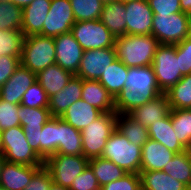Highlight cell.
Returning a JSON list of instances; mask_svg holds the SVG:
<instances>
[{
  "instance_id": "cell-10",
  "label": "cell",
  "mask_w": 191,
  "mask_h": 190,
  "mask_svg": "<svg viewBox=\"0 0 191 190\" xmlns=\"http://www.w3.org/2000/svg\"><path fill=\"white\" fill-rule=\"evenodd\" d=\"M71 33L84 51L114 47L116 39L99 19L77 21Z\"/></svg>"
},
{
  "instance_id": "cell-33",
  "label": "cell",
  "mask_w": 191,
  "mask_h": 190,
  "mask_svg": "<svg viewBox=\"0 0 191 190\" xmlns=\"http://www.w3.org/2000/svg\"><path fill=\"white\" fill-rule=\"evenodd\" d=\"M162 171L187 186L191 182V158L188 151L176 153Z\"/></svg>"
},
{
  "instance_id": "cell-29",
  "label": "cell",
  "mask_w": 191,
  "mask_h": 190,
  "mask_svg": "<svg viewBox=\"0 0 191 190\" xmlns=\"http://www.w3.org/2000/svg\"><path fill=\"white\" fill-rule=\"evenodd\" d=\"M117 129L136 146L142 147L149 139L147 127H144L129 114H117Z\"/></svg>"
},
{
  "instance_id": "cell-9",
  "label": "cell",
  "mask_w": 191,
  "mask_h": 190,
  "mask_svg": "<svg viewBox=\"0 0 191 190\" xmlns=\"http://www.w3.org/2000/svg\"><path fill=\"white\" fill-rule=\"evenodd\" d=\"M88 163L89 159L83 155L54 154L44 161V167L50 172L54 183L70 188Z\"/></svg>"
},
{
  "instance_id": "cell-20",
  "label": "cell",
  "mask_w": 191,
  "mask_h": 190,
  "mask_svg": "<svg viewBox=\"0 0 191 190\" xmlns=\"http://www.w3.org/2000/svg\"><path fill=\"white\" fill-rule=\"evenodd\" d=\"M82 97V79L73 76L57 94L49 97L48 108L52 117H61L74 102Z\"/></svg>"
},
{
  "instance_id": "cell-6",
  "label": "cell",
  "mask_w": 191,
  "mask_h": 190,
  "mask_svg": "<svg viewBox=\"0 0 191 190\" xmlns=\"http://www.w3.org/2000/svg\"><path fill=\"white\" fill-rule=\"evenodd\" d=\"M151 34L159 44H178L191 36V16L183 12L154 15Z\"/></svg>"
},
{
  "instance_id": "cell-28",
  "label": "cell",
  "mask_w": 191,
  "mask_h": 190,
  "mask_svg": "<svg viewBox=\"0 0 191 190\" xmlns=\"http://www.w3.org/2000/svg\"><path fill=\"white\" fill-rule=\"evenodd\" d=\"M141 190H186L187 186L165 171H140Z\"/></svg>"
},
{
  "instance_id": "cell-27",
  "label": "cell",
  "mask_w": 191,
  "mask_h": 190,
  "mask_svg": "<svg viewBox=\"0 0 191 190\" xmlns=\"http://www.w3.org/2000/svg\"><path fill=\"white\" fill-rule=\"evenodd\" d=\"M128 69L123 62L116 59L98 79L113 99L125 88Z\"/></svg>"
},
{
  "instance_id": "cell-50",
  "label": "cell",
  "mask_w": 191,
  "mask_h": 190,
  "mask_svg": "<svg viewBox=\"0 0 191 190\" xmlns=\"http://www.w3.org/2000/svg\"><path fill=\"white\" fill-rule=\"evenodd\" d=\"M48 190H69V188L60 186V185L52 182Z\"/></svg>"
},
{
  "instance_id": "cell-19",
  "label": "cell",
  "mask_w": 191,
  "mask_h": 190,
  "mask_svg": "<svg viewBox=\"0 0 191 190\" xmlns=\"http://www.w3.org/2000/svg\"><path fill=\"white\" fill-rule=\"evenodd\" d=\"M52 0H34L22 9L23 19L21 31L25 37L39 35L43 30V23L50 10Z\"/></svg>"
},
{
  "instance_id": "cell-21",
  "label": "cell",
  "mask_w": 191,
  "mask_h": 190,
  "mask_svg": "<svg viewBox=\"0 0 191 190\" xmlns=\"http://www.w3.org/2000/svg\"><path fill=\"white\" fill-rule=\"evenodd\" d=\"M126 17L125 2L113 0L104 3L99 20L118 38L126 34Z\"/></svg>"
},
{
  "instance_id": "cell-26",
  "label": "cell",
  "mask_w": 191,
  "mask_h": 190,
  "mask_svg": "<svg viewBox=\"0 0 191 190\" xmlns=\"http://www.w3.org/2000/svg\"><path fill=\"white\" fill-rule=\"evenodd\" d=\"M56 154L83 155L81 131L58 117V149Z\"/></svg>"
},
{
  "instance_id": "cell-7",
  "label": "cell",
  "mask_w": 191,
  "mask_h": 190,
  "mask_svg": "<svg viewBox=\"0 0 191 190\" xmlns=\"http://www.w3.org/2000/svg\"><path fill=\"white\" fill-rule=\"evenodd\" d=\"M151 66L162 93L167 92L183 77L180 71L179 58H177L176 44H160L156 49Z\"/></svg>"
},
{
  "instance_id": "cell-36",
  "label": "cell",
  "mask_w": 191,
  "mask_h": 190,
  "mask_svg": "<svg viewBox=\"0 0 191 190\" xmlns=\"http://www.w3.org/2000/svg\"><path fill=\"white\" fill-rule=\"evenodd\" d=\"M75 21L98 20L104 2L102 0H70Z\"/></svg>"
},
{
  "instance_id": "cell-54",
  "label": "cell",
  "mask_w": 191,
  "mask_h": 190,
  "mask_svg": "<svg viewBox=\"0 0 191 190\" xmlns=\"http://www.w3.org/2000/svg\"><path fill=\"white\" fill-rule=\"evenodd\" d=\"M186 190H191V182L187 185V189Z\"/></svg>"
},
{
  "instance_id": "cell-45",
  "label": "cell",
  "mask_w": 191,
  "mask_h": 190,
  "mask_svg": "<svg viewBox=\"0 0 191 190\" xmlns=\"http://www.w3.org/2000/svg\"><path fill=\"white\" fill-rule=\"evenodd\" d=\"M21 56H0V88L20 65Z\"/></svg>"
},
{
  "instance_id": "cell-30",
  "label": "cell",
  "mask_w": 191,
  "mask_h": 190,
  "mask_svg": "<svg viewBox=\"0 0 191 190\" xmlns=\"http://www.w3.org/2000/svg\"><path fill=\"white\" fill-rule=\"evenodd\" d=\"M88 165L91 167L100 187L111 183L127 174L123 169L118 167L114 162L95 157L89 159Z\"/></svg>"
},
{
  "instance_id": "cell-32",
  "label": "cell",
  "mask_w": 191,
  "mask_h": 190,
  "mask_svg": "<svg viewBox=\"0 0 191 190\" xmlns=\"http://www.w3.org/2000/svg\"><path fill=\"white\" fill-rule=\"evenodd\" d=\"M58 149V117L47 121L40 133V158L45 161Z\"/></svg>"
},
{
  "instance_id": "cell-5",
  "label": "cell",
  "mask_w": 191,
  "mask_h": 190,
  "mask_svg": "<svg viewBox=\"0 0 191 190\" xmlns=\"http://www.w3.org/2000/svg\"><path fill=\"white\" fill-rule=\"evenodd\" d=\"M117 128V113H103L81 131L83 156L100 157L110 135Z\"/></svg>"
},
{
  "instance_id": "cell-40",
  "label": "cell",
  "mask_w": 191,
  "mask_h": 190,
  "mask_svg": "<svg viewBox=\"0 0 191 190\" xmlns=\"http://www.w3.org/2000/svg\"><path fill=\"white\" fill-rule=\"evenodd\" d=\"M18 107V104H12L0 99V130L4 131L20 126Z\"/></svg>"
},
{
  "instance_id": "cell-53",
  "label": "cell",
  "mask_w": 191,
  "mask_h": 190,
  "mask_svg": "<svg viewBox=\"0 0 191 190\" xmlns=\"http://www.w3.org/2000/svg\"><path fill=\"white\" fill-rule=\"evenodd\" d=\"M187 151H188L190 158H191V143H190L189 147L187 148Z\"/></svg>"
},
{
  "instance_id": "cell-49",
  "label": "cell",
  "mask_w": 191,
  "mask_h": 190,
  "mask_svg": "<svg viewBox=\"0 0 191 190\" xmlns=\"http://www.w3.org/2000/svg\"><path fill=\"white\" fill-rule=\"evenodd\" d=\"M34 0H9L11 4L21 7L22 9Z\"/></svg>"
},
{
  "instance_id": "cell-56",
  "label": "cell",
  "mask_w": 191,
  "mask_h": 190,
  "mask_svg": "<svg viewBox=\"0 0 191 190\" xmlns=\"http://www.w3.org/2000/svg\"><path fill=\"white\" fill-rule=\"evenodd\" d=\"M102 1L105 3V2H109V1H113V0H102Z\"/></svg>"
},
{
  "instance_id": "cell-39",
  "label": "cell",
  "mask_w": 191,
  "mask_h": 190,
  "mask_svg": "<svg viewBox=\"0 0 191 190\" xmlns=\"http://www.w3.org/2000/svg\"><path fill=\"white\" fill-rule=\"evenodd\" d=\"M49 97L36 80L23 94L21 105L30 108H48Z\"/></svg>"
},
{
  "instance_id": "cell-51",
  "label": "cell",
  "mask_w": 191,
  "mask_h": 190,
  "mask_svg": "<svg viewBox=\"0 0 191 190\" xmlns=\"http://www.w3.org/2000/svg\"><path fill=\"white\" fill-rule=\"evenodd\" d=\"M0 155L3 156V137H2V130H0Z\"/></svg>"
},
{
  "instance_id": "cell-13",
  "label": "cell",
  "mask_w": 191,
  "mask_h": 190,
  "mask_svg": "<svg viewBox=\"0 0 191 190\" xmlns=\"http://www.w3.org/2000/svg\"><path fill=\"white\" fill-rule=\"evenodd\" d=\"M56 64L73 75L77 74L83 57V48L71 32L54 37Z\"/></svg>"
},
{
  "instance_id": "cell-34",
  "label": "cell",
  "mask_w": 191,
  "mask_h": 190,
  "mask_svg": "<svg viewBox=\"0 0 191 190\" xmlns=\"http://www.w3.org/2000/svg\"><path fill=\"white\" fill-rule=\"evenodd\" d=\"M170 117L178 141L187 149L191 143V109H171Z\"/></svg>"
},
{
  "instance_id": "cell-44",
  "label": "cell",
  "mask_w": 191,
  "mask_h": 190,
  "mask_svg": "<svg viewBox=\"0 0 191 190\" xmlns=\"http://www.w3.org/2000/svg\"><path fill=\"white\" fill-rule=\"evenodd\" d=\"M154 15H170L182 12L180 0H147Z\"/></svg>"
},
{
  "instance_id": "cell-16",
  "label": "cell",
  "mask_w": 191,
  "mask_h": 190,
  "mask_svg": "<svg viewBox=\"0 0 191 190\" xmlns=\"http://www.w3.org/2000/svg\"><path fill=\"white\" fill-rule=\"evenodd\" d=\"M171 111L168 98L165 93L155 97L147 103L135 107L128 114L141 123L144 127H149L152 123H156L166 117Z\"/></svg>"
},
{
  "instance_id": "cell-24",
  "label": "cell",
  "mask_w": 191,
  "mask_h": 190,
  "mask_svg": "<svg viewBox=\"0 0 191 190\" xmlns=\"http://www.w3.org/2000/svg\"><path fill=\"white\" fill-rule=\"evenodd\" d=\"M147 130L151 140L163 144L169 150L175 153L187 150L177 139V134L171 122L170 113L156 123H152Z\"/></svg>"
},
{
  "instance_id": "cell-17",
  "label": "cell",
  "mask_w": 191,
  "mask_h": 190,
  "mask_svg": "<svg viewBox=\"0 0 191 190\" xmlns=\"http://www.w3.org/2000/svg\"><path fill=\"white\" fill-rule=\"evenodd\" d=\"M41 167L42 166H28L6 161L0 177V186L6 190H24L30 183L32 176Z\"/></svg>"
},
{
  "instance_id": "cell-8",
  "label": "cell",
  "mask_w": 191,
  "mask_h": 190,
  "mask_svg": "<svg viewBox=\"0 0 191 190\" xmlns=\"http://www.w3.org/2000/svg\"><path fill=\"white\" fill-rule=\"evenodd\" d=\"M3 156L7 162L44 166V161L33 151L21 126L2 131Z\"/></svg>"
},
{
  "instance_id": "cell-37",
  "label": "cell",
  "mask_w": 191,
  "mask_h": 190,
  "mask_svg": "<svg viewBox=\"0 0 191 190\" xmlns=\"http://www.w3.org/2000/svg\"><path fill=\"white\" fill-rule=\"evenodd\" d=\"M24 39L20 30H0V56H21Z\"/></svg>"
},
{
  "instance_id": "cell-48",
  "label": "cell",
  "mask_w": 191,
  "mask_h": 190,
  "mask_svg": "<svg viewBox=\"0 0 191 190\" xmlns=\"http://www.w3.org/2000/svg\"><path fill=\"white\" fill-rule=\"evenodd\" d=\"M180 7L183 13L191 16V0H180Z\"/></svg>"
},
{
  "instance_id": "cell-12",
  "label": "cell",
  "mask_w": 191,
  "mask_h": 190,
  "mask_svg": "<svg viewBox=\"0 0 191 190\" xmlns=\"http://www.w3.org/2000/svg\"><path fill=\"white\" fill-rule=\"evenodd\" d=\"M115 60L116 52L114 47L86 50L83 52L75 76L85 80H98Z\"/></svg>"
},
{
  "instance_id": "cell-18",
  "label": "cell",
  "mask_w": 191,
  "mask_h": 190,
  "mask_svg": "<svg viewBox=\"0 0 191 190\" xmlns=\"http://www.w3.org/2000/svg\"><path fill=\"white\" fill-rule=\"evenodd\" d=\"M176 153L150 138L142 146L141 171H162Z\"/></svg>"
},
{
  "instance_id": "cell-31",
  "label": "cell",
  "mask_w": 191,
  "mask_h": 190,
  "mask_svg": "<svg viewBox=\"0 0 191 190\" xmlns=\"http://www.w3.org/2000/svg\"><path fill=\"white\" fill-rule=\"evenodd\" d=\"M171 109H191V74L165 92Z\"/></svg>"
},
{
  "instance_id": "cell-15",
  "label": "cell",
  "mask_w": 191,
  "mask_h": 190,
  "mask_svg": "<svg viewBox=\"0 0 191 190\" xmlns=\"http://www.w3.org/2000/svg\"><path fill=\"white\" fill-rule=\"evenodd\" d=\"M36 81V74L21 63L13 75L0 88V99L12 104H21L23 94Z\"/></svg>"
},
{
  "instance_id": "cell-42",
  "label": "cell",
  "mask_w": 191,
  "mask_h": 190,
  "mask_svg": "<svg viewBox=\"0 0 191 190\" xmlns=\"http://www.w3.org/2000/svg\"><path fill=\"white\" fill-rule=\"evenodd\" d=\"M100 188L91 167L87 165L84 171L73 180L69 190H100Z\"/></svg>"
},
{
  "instance_id": "cell-47",
  "label": "cell",
  "mask_w": 191,
  "mask_h": 190,
  "mask_svg": "<svg viewBox=\"0 0 191 190\" xmlns=\"http://www.w3.org/2000/svg\"><path fill=\"white\" fill-rule=\"evenodd\" d=\"M23 132L30 147L40 157V133L42 132V128L23 129Z\"/></svg>"
},
{
  "instance_id": "cell-14",
  "label": "cell",
  "mask_w": 191,
  "mask_h": 190,
  "mask_svg": "<svg viewBox=\"0 0 191 190\" xmlns=\"http://www.w3.org/2000/svg\"><path fill=\"white\" fill-rule=\"evenodd\" d=\"M125 12L127 15L126 34H151L154 13L147 0L125 2Z\"/></svg>"
},
{
  "instance_id": "cell-11",
  "label": "cell",
  "mask_w": 191,
  "mask_h": 190,
  "mask_svg": "<svg viewBox=\"0 0 191 190\" xmlns=\"http://www.w3.org/2000/svg\"><path fill=\"white\" fill-rule=\"evenodd\" d=\"M75 22L70 0H52L39 35L56 37L71 32Z\"/></svg>"
},
{
  "instance_id": "cell-22",
  "label": "cell",
  "mask_w": 191,
  "mask_h": 190,
  "mask_svg": "<svg viewBox=\"0 0 191 190\" xmlns=\"http://www.w3.org/2000/svg\"><path fill=\"white\" fill-rule=\"evenodd\" d=\"M102 114L103 112L80 99L70 105L60 118L75 129L82 131Z\"/></svg>"
},
{
  "instance_id": "cell-52",
  "label": "cell",
  "mask_w": 191,
  "mask_h": 190,
  "mask_svg": "<svg viewBox=\"0 0 191 190\" xmlns=\"http://www.w3.org/2000/svg\"><path fill=\"white\" fill-rule=\"evenodd\" d=\"M5 162H6V160L4 159V156L0 155V177H1L2 169H3Z\"/></svg>"
},
{
  "instance_id": "cell-46",
  "label": "cell",
  "mask_w": 191,
  "mask_h": 190,
  "mask_svg": "<svg viewBox=\"0 0 191 190\" xmlns=\"http://www.w3.org/2000/svg\"><path fill=\"white\" fill-rule=\"evenodd\" d=\"M52 182L50 172L42 166L32 176L30 183L24 188V190H48Z\"/></svg>"
},
{
  "instance_id": "cell-35",
  "label": "cell",
  "mask_w": 191,
  "mask_h": 190,
  "mask_svg": "<svg viewBox=\"0 0 191 190\" xmlns=\"http://www.w3.org/2000/svg\"><path fill=\"white\" fill-rule=\"evenodd\" d=\"M18 116L22 129L43 128L52 118L49 108H30L21 104L18 107Z\"/></svg>"
},
{
  "instance_id": "cell-23",
  "label": "cell",
  "mask_w": 191,
  "mask_h": 190,
  "mask_svg": "<svg viewBox=\"0 0 191 190\" xmlns=\"http://www.w3.org/2000/svg\"><path fill=\"white\" fill-rule=\"evenodd\" d=\"M81 99L103 113L115 112L113 97L98 80L82 79Z\"/></svg>"
},
{
  "instance_id": "cell-41",
  "label": "cell",
  "mask_w": 191,
  "mask_h": 190,
  "mask_svg": "<svg viewBox=\"0 0 191 190\" xmlns=\"http://www.w3.org/2000/svg\"><path fill=\"white\" fill-rule=\"evenodd\" d=\"M100 190H141L140 174L127 173L122 178L103 185Z\"/></svg>"
},
{
  "instance_id": "cell-55",
  "label": "cell",
  "mask_w": 191,
  "mask_h": 190,
  "mask_svg": "<svg viewBox=\"0 0 191 190\" xmlns=\"http://www.w3.org/2000/svg\"><path fill=\"white\" fill-rule=\"evenodd\" d=\"M119 1L127 2V1H134V0H119Z\"/></svg>"
},
{
  "instance_id": "cell-4",
  "label": "cell",
  "mask_w": 191,
  "mask_h": 190,
  "mask_svg": "<svg viewBox=\"0 0 191 190\" xmlns=\"http://www.w3.org/2000/svg\"><path fill=\"white\" fill-rule=\"evenodd\" d=\"M20 61L35 74L56 64L54 37L42 35L25 37Z\"/></svg>"
},
{
  "instance_id": "cell-2",
  "label": "cell",
  "mask_w": 191,
  "mask_h": 190,
  "mask_svg": "<svg viewBox=\"0 0 191 190\" xmlns=\"http://www.w3.org/2000/svg\"><path fill=\"white\" fill-rule=\"evenodd\" d=\"M158 40L152 35H128L115 39L116 59L129 67L151 66Z\"/></svg>"
},
{
  "instance_id": "cell-43",
  "label": "cell",
  "mask_w": 191,
  "mask_h": 190,
  "mask_svg": "<svg viewBox=\"0 0 191 190\" xmlns=\"http://www.w3.org/2000/svg\"><path fill=\"white\" fill-rule=\"evenodd\" d=\"M181 75L191 74V36L176 44Z\"/></svg>"
},
{
  "instance_id": "cell-38",
  "label": "cell",
  "mask_w": 191,
  "mask_h": 190,
  "mask_svg": "<svg viewBox=\"0 0 191 190\" xmlns=\"http://www.w3.org/2000/svg\"><path fill=\"white\" fill-rule=\"evenodd\" d=\"M22 8L9 1L0 2V30H20L22 27Z\"/></svg>"
},
{
  "instance_id": "cell-25",
  "label": "cell",
  "mask_w": 191,
  "mask_h": 190,
  "mask_svg": "<svg viewBox=\"0 0 191 190\" xmlns=\"http://www.w3.org/2000/svg\"><path fill=\"white\" fill-rule=\"evenodd\" d=\"M74 75L59 65L54 64L36 74V80L42 86L48 97L61 91Z\"/></svg>"
},
{
  "instance_id": "cell-1",
  "label": "cell",
  "mask_w": 191,
  "mask_h": 190,
  "mask_svg": "<svg viewBox=\"0 0 191 190\" xmlns=\"http://www.w3.org/2000/svg\"><path fill=\"white\" fill-rule=\"evenodd\" d=\"M160 94L152 66L129 67L125 88L114 99L115 112L128 114Z\"/></svg>"
},
{
  "instance_id": "cell-3",
  "label": "cell",
  "mask_w": 191,
  "mask_h": 190,
  "mask_svg": "<svg viewBox=\"0 0 191 190\" xmlns=\"http://www.w3.org/2000/svg\"><path fill=\"white\" fill-rule=\"evenodd\" d=\"M100 157L114 162L126 173L140 174L142 147L129 142L117 128L107 140Z\"/></svg>"
}]
</instances>
